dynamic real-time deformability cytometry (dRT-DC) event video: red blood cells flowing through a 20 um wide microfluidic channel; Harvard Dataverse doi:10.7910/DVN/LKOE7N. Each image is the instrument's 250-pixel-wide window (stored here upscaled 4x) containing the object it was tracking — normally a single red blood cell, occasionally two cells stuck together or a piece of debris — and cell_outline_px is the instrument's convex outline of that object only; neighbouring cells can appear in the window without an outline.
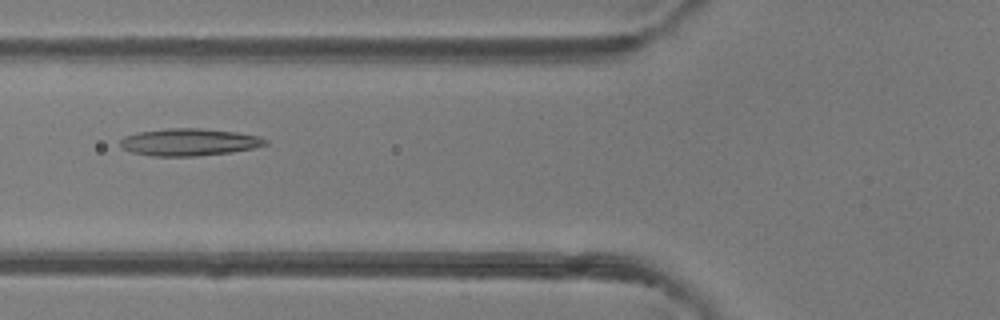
{"species": "common noctule bat (a hibernating species)", "species_latin": "Nyctalus noctula", "temperature_condition": "room temperature", "stored_images_in_passage": 6, "camera_frame_rate_fps": 3000, "um_per_image_px": 0.085, "animal": {"sex": "female"}, "frame": {"image": 1, "passage_image": 6, "time_ms": 1.667, "image_size_px": [1000, 320], "cell_outline_px": [[268, 144], [252, 148], [228, 152], [196, 156], [152, 156], [132, 152], [124, 148], [120, 144], [120, 140], [124, 136], [136, 132], [168, 128], [200, 128], [236, 132], [256, 136], [268, 140]], "centroid_in_image_um": [16.04, 12.07], "position_along_channel_um": 109.8, "area_um2": 22.83}}